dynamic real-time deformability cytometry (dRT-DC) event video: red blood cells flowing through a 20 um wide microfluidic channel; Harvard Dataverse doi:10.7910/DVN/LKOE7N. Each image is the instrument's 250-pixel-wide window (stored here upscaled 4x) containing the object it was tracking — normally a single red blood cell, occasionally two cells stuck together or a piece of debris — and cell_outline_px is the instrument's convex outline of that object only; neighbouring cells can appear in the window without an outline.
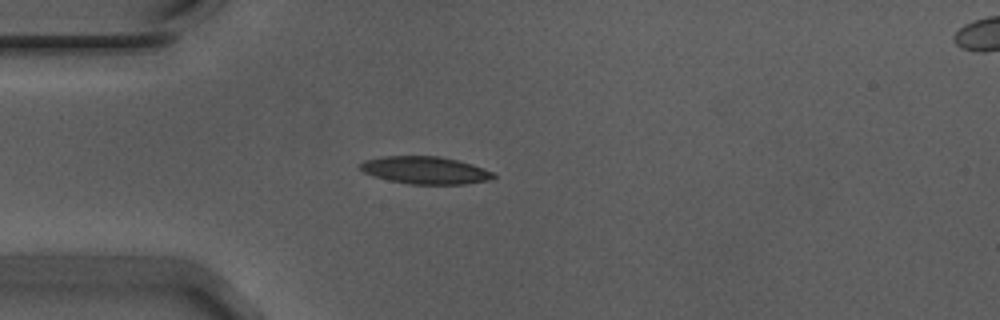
{"species": "Egyptian fruit bat (a non-hibernating species)", "species_latin": "Rousettus aegyptiacus", "temperature_condition": "warm", "stored_images_in_passage": 41, "camera_frame_rate_fps": 3000, "um_per_image_px": 0.085, "animal": {"sex": "male"}, "frame": {"image": 1, "passage_image": 1, "time_ms": 0.0, "image_size_px": [1000, 320], "cell_outline_px": [[496, 176], [492, 180], [464, 184], [408, 184], [388, 180], [372, 176], [364, 172], [360, 168], [360, 164], [364, 160], [384, 156], [440, 156], [456, 160], [496, 172]], "centroid_in_image_um": [36.16, 14.48], "position_along_channel_um": 48.8, "area_um2": 21.39}}
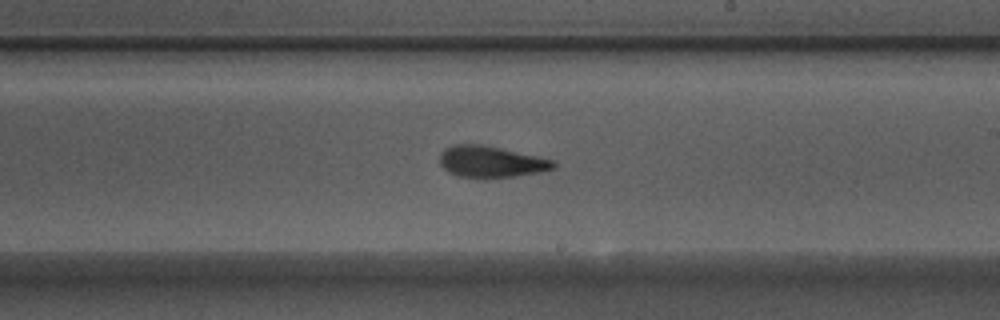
{"frame": {"image": 2, "passage_image": 18, "time_ms": 5.667, "image_size_px": [1000, 320], "cell_outline_px": [[556, 168], [540, 172], [516, 176], [456, 176], [448, 172], [440, 164], [440, 152], [444, 148], [456, 144], [480, 144], [500, 148], [556, 160]], "centroid_in_image_um": [41.75, 13.72], "position_along_channel_um": 247.3, "area_um2": 20.52}}
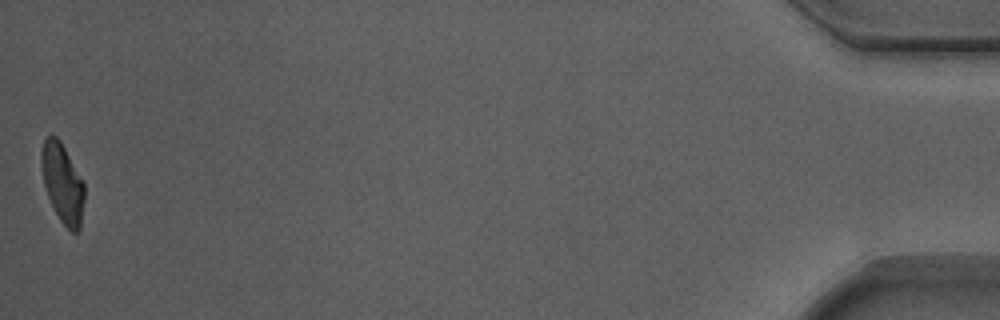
{"frame": {"image": 3, "passage_image": 41, "time_ms": 13.333, "image_size_px": [1000, 320], "cell_outline_px": [[84, 200], [80, 228], [76, 232], [72, 232], [60, 220], [48, 196], [44, 184], [40, 160], [40, 152], [44, 140], [48, 136], [56, 136], [60, 140], [84, 180]], "centroid_in_image_um": [5.32, 15.53], "position_along_channel_um": 429.9, "area_um2": 19.83}, "authors_computed_cell_mechanics": {"area_um2": 20.9236, "velocity_mm_per_s": 3.7189, "shape_relaxation_time_tau1_ms": 7.1957, "shape_relaxation_time_tau2_ms": 2.6912, "deformation_change_tau1": 0.2255, "deformation_change_tau2": 0.1149}}